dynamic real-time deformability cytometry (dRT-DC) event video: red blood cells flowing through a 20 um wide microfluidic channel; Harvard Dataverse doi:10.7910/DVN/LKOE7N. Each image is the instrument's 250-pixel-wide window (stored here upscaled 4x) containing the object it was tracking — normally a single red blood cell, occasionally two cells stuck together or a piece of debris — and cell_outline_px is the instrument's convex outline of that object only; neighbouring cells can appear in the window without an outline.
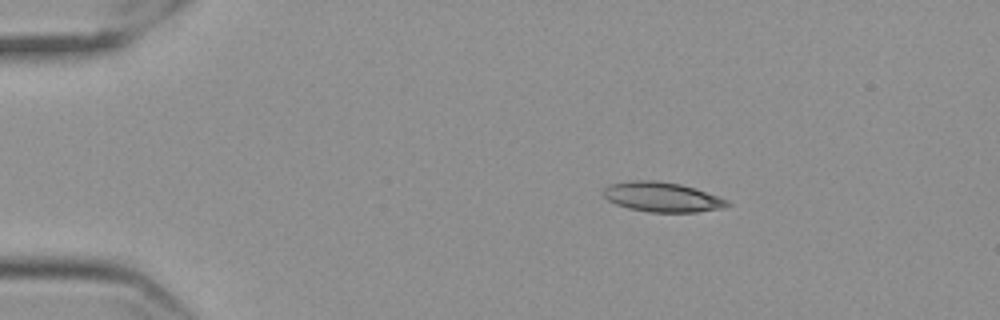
{"species": "Egyptian fruit bat (a non-hibernating species)", "species_latin": "Rousettus aegyptiacus", "temperature_condition": "cold", "stored_images_in_passage": 48, "camera_frame_rate_fps": 3000, "um_per_image_px": 0.085, "frame": {"image": 1, "passage_image": 1, "time_ms": 0.0, "image_size_px": [1000, 320], "cell_outline_px": [[732, 204], [724, 208], [696, 212], [648, 212], [628, 208], [616, 204], [608, 200], [604, 196], [604, 188], [612, 184], [628, 180], [656, 180], [680, 184], [728, 200]], "centroid_in_image_um": [56.27, 16.75], "position_along_channel_um": 28.7, "area_um2": 21.33}}
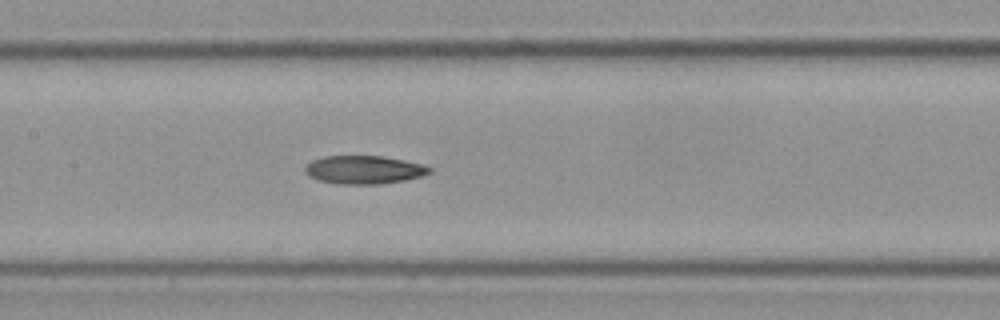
{"frame": {"image": 2, "passage_image": 19, "time_ms": 6.0, "image_size_px": [1000, 320], "cell_outline_px": [[432, 172], [420, 176], [404, 180], [380, 184], [340, 184], [316, 180], [308, 176], [304, 172], [304, 168], [312, 160], [324, 156], [380, 156], [404, 160], [420, 164], [432, 168]], "centroid_in_image_um": [30.89, 14.43], "position_along_channel_um": 176.5, "area_um2": 20.46}}
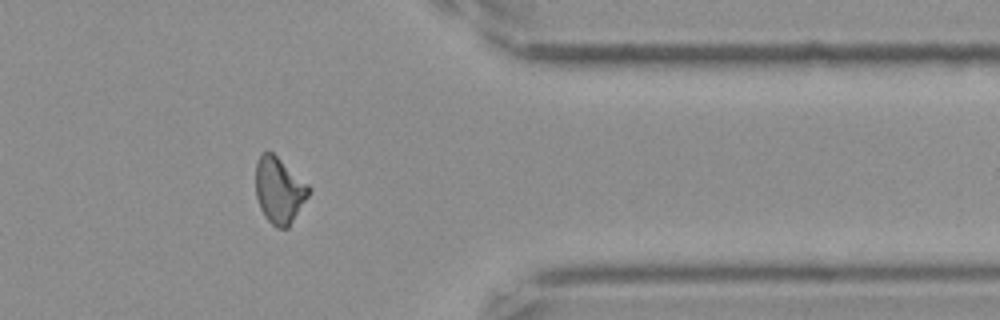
{"frame": {"image": 3, "passage_image": 38, "time_ms": 12.333, "image_size_px": [1000, 320], "cell_outline_px": [[312, 188], [308, 196], [288, 228], [276, 228], [264, 216], [260, 208], [256, 196], [256, 160], [264, 152], [272, 152], [308, 184]], "centroid_in_image_um": [23.73, 16.19], "position_along_channel_um": 387.7, "area_um2": 20.29}}